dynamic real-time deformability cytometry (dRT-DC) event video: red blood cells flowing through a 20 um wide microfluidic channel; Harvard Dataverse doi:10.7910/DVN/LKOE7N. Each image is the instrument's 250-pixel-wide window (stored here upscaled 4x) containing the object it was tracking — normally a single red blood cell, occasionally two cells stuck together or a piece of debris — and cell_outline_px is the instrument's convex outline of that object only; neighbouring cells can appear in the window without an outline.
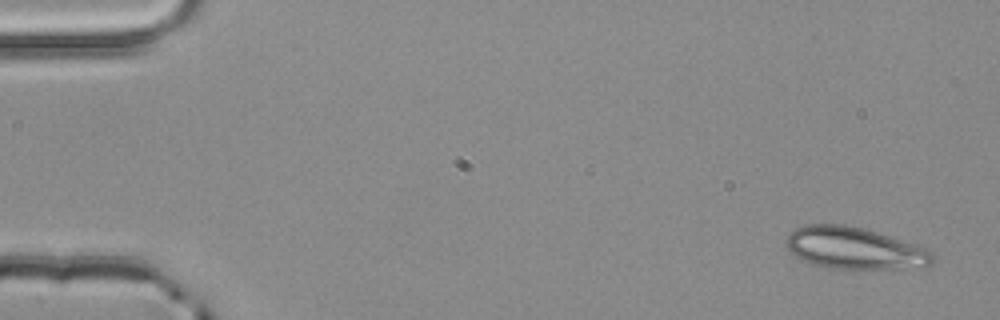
{"species": "common noctule bat (a hibernating species)", "species_latin": "Nyctalus noctula", "temperature_condition": "room temperature", "stored_images_in_passage": 4, "camera_frame_rate_fps": 3000, "um_per_image_px": 0.085, "animal": {"sex": "male", "body_mass_g": 20.4}, "frame": {"image": 1, "passage_image": 4, "time_ms": 1.0, "image_size_px": [1000, 320], "cell_outline_px": [[936, 256], [932, 264], [900, 268], [836, 268], [812, 264], [796, 256], [784, 244], [788, 236], [796, 228], [804, 224], [844, 224], [876, 232], [928, 248]], "centroid_in_image_um": [72.63, 21.08], "position_along_channel_um": 12.4, "area_um2": 35.2}}